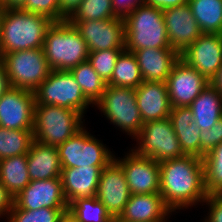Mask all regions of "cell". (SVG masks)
I'll return each instance as SVG.
<instances>
[{
	"instance_id": "39",
	"label": "cell",
	"mask_w": 222,
	"mask_h": 222,
	"mask_svg": "<svg viewBox=\"0 0 222 222\" xmlns=\"http://www.w3.org/2000/svg\"><path fill=\"white\" fill-rule=\"evenodd\" d=\"M145 4V0H112L114 14L123 19L137 7Z\"/></svg>"
},
{
	"instance_id": "17",
	"label": "cell",
	"mask_w": 222,
	"mask_h": 222,
	"mask_svg": "<svg viewBox=\"0 0 222 222\" xmlns=\"http://www.w3.org/2000/svg\"><path fill=\"white\" fill-rule=\"evenodd\" d=\"M14 204L23 210H38L44 207L68 209L61 178L32 180L14 197Z\"/></svg>"
},
{
	"instance_id": "22",
	"label": "cell",
	"mask_w": 222,
	"mask_h": 222,
	"mask_svg": "<svg viewBox=\"0 0 222 222\" xmlns=\"http://www.w3.org/2000/svg\"><path fill=\"white\" fill-rule=\"evenodd\" d=\"M144 81L166 82L180 54L172 48H145L135 50Z\"/></svg>"
},
{
	"instance_id": "25",
	"label": "cell",
	"mask_w": 222,
	"mask_h": 222,
	"mask_svg": "<svg viewBox=\"0 0 222 222\" xmlns=\"http://www.w3.org/2000/svg\"><path fill=\"white\" fill-rule=\"evenodd\" d=\"M194 121L201 130H208L214 126L222 116V96L210 84L190 104Z\"/></svg>"
},
{
	"instance_id": "10",
	"label": "cell",
	"mask_w": 222,
	"mask_h": 222,
	"mask_svg": "<svg viewBox=\"0 0 222 222\" xmlns=\"http://www.w3.org/2000/svg\"><path fill=\"white\" fill-rule=\"evenodd\" d=\"M12 88L34 91L51 69L42 48L14 51L0 57Z\"/></svg>"
},
{
	"instance_id": "32",
	"label": "cell",
	"mask_w": 222,
	"mask_h": 222,
	"mask_svg": "<svg viewBox=\"0 0 222 222\" xmlns=\"http://www.w3.org/2000/svg\"><path fill=\"white\" fill-rule=\"evenodd\" d=\"M207 195L222 194V142L202 158Z\"/></svg>"
},
{
	"instance_id": "30",
	"label": "cell",
	"mask_w": 222,
	"mask_h": 222,
	"mask_svg": "<svg viewBox=\"0 0 222 222\" xmlns=\"http://www.w3.org/2000/svg\"><path fill=\"white\" fill-rule=\"evenodd\" d=\"M71 73L81 87L84 96L94 104L102 97L107 83L98 75L91 64L87 61L72 68Z\"/></svg>"
},
{
	"instance_id": "18",
	"label": "cell",
	"mask_w": 222,
	"mask_h": 222,
	"mask_svg": "<svg viewBox=\"0 0 222 222\" xmlns=\"http://www.w3.org/2000/svg\"><path fill=\"white\" fill-rule=\"evenodd\" d=\"M169 44L179 54L202 34L196 19L187 4L163 9Z\"/></svg>"
},
{
	"instance_id": "15",
	"label": "cell",
	"mask_w": 222,
	"mask_h": 222,
	"mask_svg": "<svg viewBox=\"0 0 222 222\" xmlns=\"http://www.w3.org/2000/svg\"><path fill=\"white\" fill-rule=\"evenodd\" d=\"M113 219L119 218L131 197V192L121 166L113 160L101 171L96 196Z\"/></svg>"
},
{
	"instance_id": "38",
	"label": "cell",
	"mask_w": 222,
	"mask_h": 222,
	"mask_svg": "<svg viewBox=\"0 0 222 222\" xmlns=\"http://www.w3.org/2000/svg\"><path fill=\"white\" fill-rule=\"evenodd\" d=\"M204 203L208 205L209 211L203 222H222V196L207 195L203 201Z\"/></svg>"
},
{
	"instance_id": "43",
	"label": "cell",
	"mask_w": 222,
	"mask_h": 222,
	"mask_svg": "<svg viewBox=\"0 0 222 222\" xmlns=\"http://www.w3.org/2000/svg\"><path fill=\"white\" fill-rule=\"evenodd\" d=\"M11 88L9 77L3 62L0 60V99Z\"/></svg>"
},
{
	"instance_id": "13",
	"label": "cell",
	"mask_w": 222,
	"mask_h": 222,
	"mask_svg": "<svg viewBox=\"0 0 222 222\" xmlns=\"http://www.w3.org/2000/svg\"><path fill=\"white\" fill-rule=\"evenodd\" d=\"M34 109L33 91L11 87L0 99V127L33 130Z\"/></svg>"
},
{
	"instance_id": "47",
	"label": "cell",
	"mask_w": 222,
	"mask_h": 222,
	"mask_svg": "<svg viewBox=\"0 0 222 222\" xmlns=\"http://www.w3.org/2000/svg\"><path fill=\"white\" fill-rule=\"evenodd\" d=\"M113 222H122V221H120V220L117 218V219H114Z\"/></svg>"
},
{
	"instance_id": "8",
	"label": "cell",
	"mask_w": 222,
	"mask_h": 222,
	"mask_svg": "<svg viewBox=\"0 0 222 222\" xmlns=\"http://www.w3.org/2000/svg\"><path fill=\"white\" fill-rule=\"evenodd\" d=\"M62 168L108 166L115 157L101 140L82 127L57 146Z\"/></svg>"
},
{
	"instance_id": "35",
	"label": "cell",
	"mask_w": 222,
	"mask_h": 222,
	"mask_svg": "<svg viewBox=\"0 0 222 222\" xmlns=\"http://www.w3.org/2000/svg\"><path fill=\"white\" fill-rule=\"evenodd\" d=\"M123 50L107 49L89 52L87 60L98 75L107 83L112 77L117 58Z\"/></svg>"
},
{
	"instance_id": "6",
	"label": "cell",
	"mask_w": 222,
	"mask_h": 222,
	"mask_svg": "<svg viewBox=\"0 0 222 222\" xmlns=\"http://www.w3.org/2000/svg\"><path fill=\"white\" fill-rule=\"evenodd\" d=\"M95 105L111 124L123 130L133 140L140 133L143 121L138 109L135 89L107 85Z\"/></svg>"
},
{
	"instance_id": "36",
	"label": "cell",
	"mask_w": 222,
	"mask_h": 222,
	"mask_svg": "<svg viewBox=\"0 0 222 222\" xmlns=\"http://www.w3.org/2000/svg\"><path fill=\"white\" fill-rule=\"evenodd\" d=\"M19 9L43 15L53 22L60 21L59 0H25Z\"/></svg>"
},
{
	"instance_id": "27",
	"label": "cell",
	"mask_w": 222,
	"mask_h": 222,
	"mask_svg": "<svg viewBox=\"0 0 222 222\" xmlns=\"http://www.w3.org/2000/svg\"><path fill=\"white\" fill-rule=\"evenodd\" d=\"M202 33L222 34V0H188Z\"/></svg>"
},
{
	"instance_id": "20",
	"label": "cell",
	"mask_w": 222,
	"mask_h": 222,
	"mask_svg": "<svg viewBox=\"0 0 222 222\" xmlns=\"http://www.w3.org/2000/svg\"><path fill=\"white\" fill-rule=\"evenodd\" d=\"M172 213L160 193L131 194L118 219L122 222H168Z\"/></svg>"
},
{
	"instance_id": "28",
	"label": "cell",
	"mask_w": 222,
	"mask_h": 222,
	"mask_svg": "<svg viewBox=\"0 0 222 222\" xmlns=\"http://www.w3.org/2000/svg\"><path fill=\"white\" fill-rule=\"evenodd\" d=\"M143 81L136 56L133 52L124 49L117 58L112 77L107 85L136 89Z\"/></svg>"
},
{
	"instance_id": "44",
	"label": "cell",
	"mask_w": 222,
	"mask_h": 222,
	"mask_svg": "<svg viewBox=\"0 0 222 222\" xmlns=\"http://www.w3.org/2000/svg\"><path fill=\"white\" fill-rule=\"evenodd\" d=\"M209 84L216 88L222 96V65L218 68L215 75L210 79Z\"/></svg>"
},
{
	"instance_id": "37",
	"label": "cell",
	"mask_w": 222,
	"mask_h": 222,
	"mask_svg": "<svg viewBox=\"0 0 222 222\" xmlns=\"http://www.w3.org/2000/svg\"><path fill=\"white\" fill-rule=\"evenodd\" d=\"M222 142V116L214 126L208 130H201L200 134V158L213 150Z\"/></svg>"
},
{
	"instance_id": "11",
	"label": "cell",
	"mask_w": 222,
	"mask_h": 222,
	"mask_svg": "<svg viewBox=\"0 0 222 222\" xmlns=\"http://www.w3.org/2000/svg\"><path fill=\"white\" fill-rule=\"evenodd\" d=\"M114 160L124 171L131 194L160 193V167L156 160L140 156L133 149Z\"/></svg>"
},
{
	"instance_id": "5",
	"label": "cell",
	"mask_w": 222,
	"mask_h": 222,
	"mask_svg": "<svg viewBox=\"0 0 222 222\" xmlns=\"http://www.w3.org/2000/svg\"><path fill=\"white\" fill-rule=\"evenodd\" d=\"M83 118L77 110L55 105H35L34 140L57 147L84 126Z\"/></svg>"
},
{
	"instance_id": "40",
	"label": "cell",
	"mask_w": 222,
	"mask_h": 222,
	"mask_svg": "<svg viewBox=\"0 0 222 222\" xmlns=\"http://www.w3.org/2000/svg\"><path fill=\"white\" fill-rule=\"evenodd\" d=\"M13 206L14 196L0 182V218L6 217L7 220L10 211L13 209Z\"/></svg>"
},
{
	"instance_id": "24",
	"label": "cell",
	"mask_w": 222,
	"mask_h": 222,
	"mask_svg": "<svg viewBox=\"0 0 222 222\" xmlns=\"http://www.w3.org/2000/svg\"><path fill=\"white\" fill-rule=\"evenodd\" d=\"M169 119L185 155L200 157L201 129L189 107H173Z\"/></svg>"
},
{
	"instance_id": "21",
	"label": "cell",
	"mask_w": 222,
	"mask_h": 222,
	"mask_svg": "<svg viewBox=\"0 0 222 222\" xmlns=\"http://www.w3.org/2000/svg\"><path fill=\"white\" fill-rule=\"evenodd\" d=\"M106 166L62 168L61 182L68 205L79 198L96 196L102 169Z\"/></svg>"
},
{
	"instance_id": "31",
	"label": "cell",
	"mask_w": 222,
	"mask_h": 222,
	"mask_svg": "<svg viewBox=\"0 0 222 222\" xmlns=\"http://www.w3.org/2000/svg\"><path fill=\"white\" fill-rule=\"evenodd\" d=\"M33 141V130H9L0 127V159L27 154Z\"/></svg>"
},
{
	"instance_id": "7",
	"label": "cell",
	"mask_w": 222,
	"mask_h": 222,
	"mask_svg": "<svg viewBox=\"0 0 222 222\" xmlns=\"http://www.w3.org/2000/svg\"><path fill=\"white\" fill-rule=\"evenodd\" d=\"M35 105H55L77 110L83 116L91 102L68 70H51L34 91Z\"/></svg>"
},
{
	"instance_id": "3",
	"label": "cell",
	"mask_w": 222,
	"mask_h": 222,
	"mask_svg": "<svg viewBox=\"0 0 222 222\" xmlns=\"http://www.w3.org/2000/svg\"><path fill=\"white\" fill-rule=\"evenodd\" d=\"M42 49L51 70L70 71L89 56L87 43L68 20L52 22Z\"/></svg>"
},
{
	"instance_id": "1",
	"label": "cell",
	"mask_w": 222,
	"mask_h": 222,
	"mask_svg": "<svg viewBox=\"0 0 222 222\" xmlns=\"http://www.w3.org/2000/svg\"><path fill=\"white\" fill-rule=\"evenodd\" d=\"M159 167L160 195L172 212L203 203L207 193L202 158L185 155L160 162Z\"/></svg>"
},
{
	"instance_id": "34",
	"label": "cell",
	"mask_w": 222,
	"mask_h": 222,
	"mask_svg": "<svg viewBox=\"0 0 222 222\" xmlns=\"http://www.w3.org/2000/svg\"><path fill=\"white\" fill-rule=\"evenodd\" d=\"M68 209L39 208L38 210L19 209L15 204L7 222H61Z\"/></svg>"
},
{
	"instance_id": "14",
	"label": "cell",
	"mask_w": 222,
	"mask_h": 222,
	"mask_svg": "<svg viewBox=\"0 0 222 222\" xmlns=\"http://www.w3.org/2000/svg\"><path fill=\"white\" fill-rule=\"evenodd\" d=\"M166 85L172 108L189 107L209 85V80L179 59L173 66Z\"/></svg>"
},
{
	"instance_id": "23",
	"label": "cell",
	"mask_w": 222,
	"mask_h": 222,
	"mask_svg": "<svg viewBox=\"0 0 222 222\" xmlns=\"http://www.w3.org/2000/svg\"><path fill=\"white\" fill-rule=\"evenodd\" d=\"M30 180L60 178L62 167L56 146L33 141L27 153Z\"/></svg>"
},
{
	"instance_id": "45",
	"label": "cell",
	"mask_w": 222,
	"mask_h": 222,
	"mask_svg": "<svg viewBox=\"0 0 222 222\" xmlns=\"http://www.w3.org/2000/svg\"><path fill=\"white\" fill-rule=\"evenodd\" d=\"M25 0H1L0 8L3 9H19Z\"/></svg>"
},
{
	"instance_id": "16",
	"label": "cell",
	"mask_w": 222,
	"mask_h": 222,
	"mask_svg": "<svg viewBox=\"0 0 222 222\" xmlns=\"http://www.w3.org/2000/svg\"><path fill=\"white\" fill-rule=\"evenodd\" d=\"M180 59L210 81L222 65V34L202 33L180 53Z\"/></svg>"
},
{
	"instance_id": "41",
	"label": "cell",
	"mask_w": 222,
	"mask_h": 222,
	"mask_svg": "<svg viewBox=\"0 0 222 222\" xmlns=\"http://www.w3.org/2000/svg\"><path fill=\"white\" fill-rule=\"evenodd\" d=\"M83 0H59L60 21L68 20Z\"/></svg>"
},
{
	"instance_id": "26",
	"label": "cell",
	"mask_w": 222,
	"mask_h": 222,
	"mask_svg": "<svg viewBox=\"0 0 222 222\" xmlns=\"http://www.w3.org/2000/svg\"><path fill=\"white\" fill-rule=\"evenodd\" d=\"M0 182L15 197L31 182L27 154L7 157L0 160Z\"/></svg>"
},
{
	"instance_id": "29",
	"label": "cell",
	"mask_w": 222,
	"mask_h": 222,
	"mask_svg": "<svg viewBox=\"0 0 222 222\" xmlns=\"http://www.w3.org/2000/svg\"><path fill=\"white\" fill-rule=\"evenodd\" d=\"M67 215L75 222H113L104 204L96 197L79 198L68 205Z\"/></svg>"
},
{
	"instance_id": "9",
	"label": "cell",
	"mask_w": 222,
	"mask_h": 222,
	"mask_svg": "<svg viewBox=\"0 0 222 222\" xmlns=\"http://www.w3.org/2000/svg\"><path fill=\"white\" fill-rule=\"evenodd\" d=\"M133 150L140 156L150 157L158 163L185 156L169 117L144 122Z\"/></svg>"
},
{
	"instance_id": "19",
	"label": "cell",
	"mask_w": 222,
	"mask_h": 222,
	"mask_svg": "<svg viewBox=\"0 0 222 222\" xmlns=\"http://www.w3.org/2000/svg\"><path fill=\"white\" fill-rule=\"evenodd\" d=\"M135 95L143 123L169 117L172 106L166 82L143 81Z\"/></svg>"
},
{
	"instance_id": "42",
	"label": "cell",
	"mask_w": 222,
	"mask_h": 222,
	"mask_svg": "<svg viewBox=\"0 0 222 222\" xmlns=\"http://www.w3.org/2000/svg\"><path fill=\"white\" fill-rule=\"evenodd\" d=\"M146 5L163 9L181 6L188 3V0H145Z\"/></svg>"
},
{
	"instance_id": "33",
	"label": "cell",
	"mask_w": 222,
	"mask_h": 222,
	"mask_svg": "<svg viewBox=\"0 0 222 222\" xmlns=\"http://www.w3.org/2000/svg\"><path fill=\"white\" fill-rule=\"evenodd\" d=\"M118 18L112 0H83L68 21L106 20Z\"/></svg>"
},
{
	"instance_id": "4",
	"label": "cell",
	"mask_w": 222,
	"mask_h": 222,
	"mask_svg": "<svg viewBox=\"0 0 222 222\" xmlns=\"http://www.w3.org/2000/svg\"><path fill=\"white\" fill-rule=\"evenodd\" d=\"M125 50L171 48L161 8L137 7L124 18Z\"/></svg>"
},
{
	"instance_id": "12",
	"label": "cell",
	"mask_w": 222,
	"mask_h": 222,
	"mask_svg": "<svg viewBox=\"0 0 222 222\" xmlns=\"http://www.w3.org/2000/svg\"><path fill=\"white\" fill-rule=\"evenodd\" d=\"M69 22L79 31L87 43L89 52L125 49L123 18Z\"/></svg>"
},
{
	"instance_id": "2",
	"label": "cell",
	"mask_w": 222,
	"mask_h": 222,
	"mask_svg": "<svg viewBox=\"0 0 222 222\" xmlns=\"http://www.w3.org/2000/svg\"><path fill=\"white\" fill-rule=\"evenodd\" d=\"M49 18L21 9L0 8V57L20 50L42 48Z\"/></svg>"
},
{
	"instance_id": "46",
	"label": "cell",
	"mask_w": 222,
	"mask_h": 222,
	"mask_svg": "<svg viewBox=\"0 0 222 222\" xmlns=\"http://www.w3.org/2000/svg\"><path fill=\"white\" fill-rule=\"evenodd\" d=\"M61 222H75L69 215L66 216L61 220Z\"/></svg>"
}]
</instances>
